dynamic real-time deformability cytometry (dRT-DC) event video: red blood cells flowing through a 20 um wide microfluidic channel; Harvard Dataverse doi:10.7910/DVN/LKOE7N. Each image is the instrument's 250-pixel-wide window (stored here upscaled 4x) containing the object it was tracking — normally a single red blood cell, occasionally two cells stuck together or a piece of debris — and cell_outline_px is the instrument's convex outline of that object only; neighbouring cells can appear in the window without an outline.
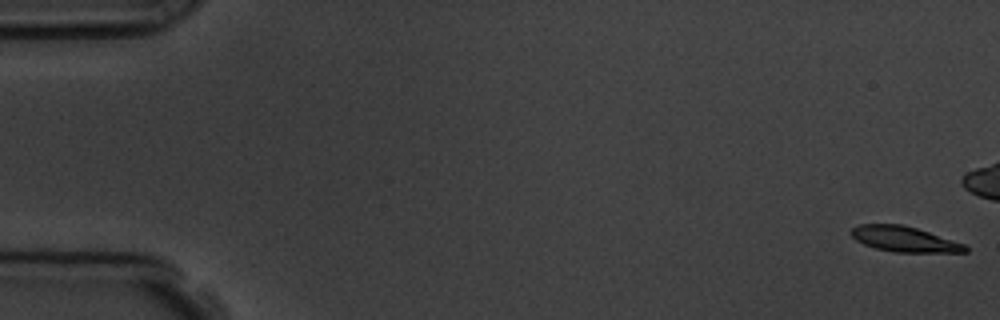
{"species": "common noctule bat (a hibernating species)", "species_latin": "Nyctalus noctula", "temperature_condition": "room temperature", "stored_images_in_passage": 55, "camera_frame_rate_fps": 3000, "um_per_image_px": 0.085, "animal": {"sex": "male", "body_mass_g": 19.5, "forearm_length_mm": 54.6}, "frame": {"image": 1, "passage_image": 1, "time_ms": 0.0, "image_size_px": [1000, 320], "cell_outline_px": [[968, 252], [892, 252], [876, 248], [864, 244], [856, 240], [852, 236], [852, 228], [860, 224], [904, 224], [964, 244], [968, 248]], "centroid_in_image_um": [76.85, 20.32], "position_along_channel_um": 8.1, "area_um2": 16.65}}
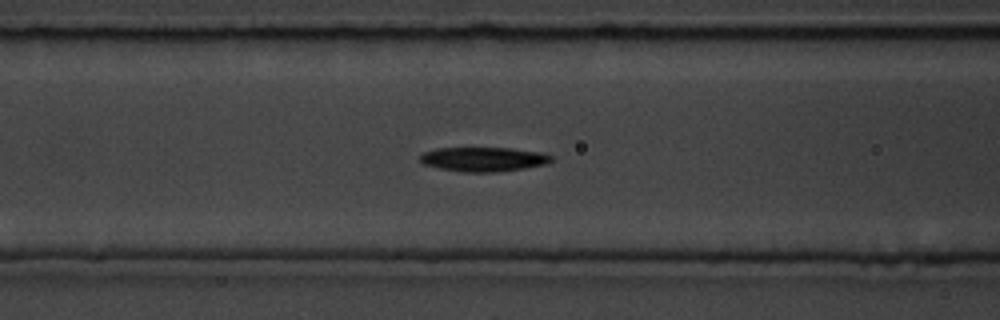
{"frame": {"image": 2, "passage_image": 22, "time_ms": 7.0, "image_size_px": [1000, 320], "cell_outline_px": [[552, 160], [548, 164], [524, 168], [496, 172], [464, 172], [440, 168], [424, 164], [420, 160], [420, 156], [424, 152], [436, 148], [512, 148], [540, 152], [552, 156]], "centroid_in_image_um": [41.12, 13.53], "position_along_channel_um": 125.5, "area_um2": 18.55}}
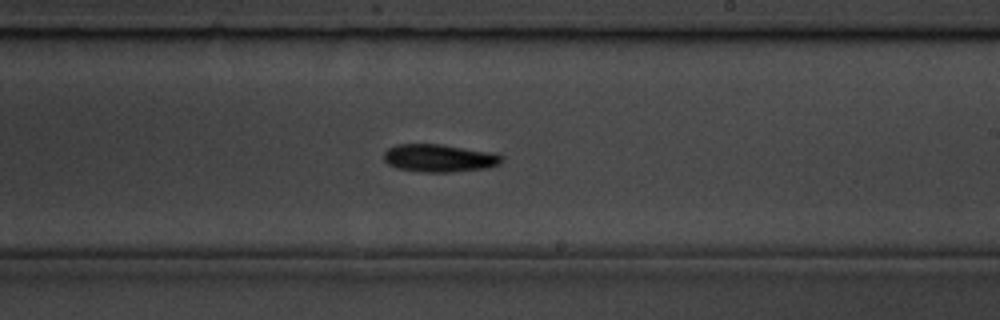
{"frame": {"image": 3, "passage_image": 32, "time_ms": 10.333, "image_size_px": [1000, 320], "cell_outline_px": [[504, 160], [500, 164], [484, 168], [448, 172], [424, 172], [396, 168], [388, 164], [384, 160], [384, 152], [388, 148], [396, 144], [440, 144], [496, 152], [504, 156]], "centroid_in_image_um": [37.37, 13.42], "position_along_channel_um": 251.6, "area_um2": 19.25}, "authors_computed_cell_mechanics": {"area_um2": 18.0336, "velocity_mm_per_s": 3.7953, "shape_relaxation_time_tau1_ms": 3.1368, "shape_relaxation_time_tau2_ms": null, "deformation_change_tau1": 0.114, "deformation_change_tau2": null}}